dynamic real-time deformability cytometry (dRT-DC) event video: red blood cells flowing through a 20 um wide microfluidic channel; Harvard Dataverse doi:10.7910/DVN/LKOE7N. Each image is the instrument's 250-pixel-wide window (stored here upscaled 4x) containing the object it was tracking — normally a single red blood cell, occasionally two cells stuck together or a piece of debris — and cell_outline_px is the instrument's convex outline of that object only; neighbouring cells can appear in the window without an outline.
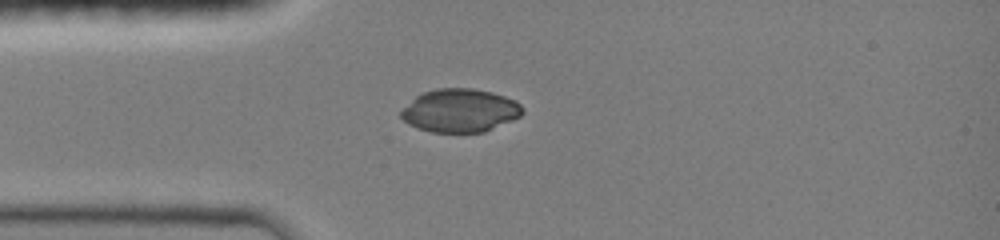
{"species": "common noctule bat (a hibernating species)", "species_latin": "Nyctalus noctula", "temperature_condition": "room temperature", "stored_images_in_passage": 4, "camera_frame_rate_fps": 3000, "um_per_image_px": 0.085, "animal": {"sex": "female", "body_mass_g": 19.0, "forearm_length_mm": 51.5}, "frame": {"image": 1, "passage_image": 4, "time_ms": 2.667, "image_size_px": [1000, 240], "cell_outline_px": [[524, 112], [520, 116], [484, 132], [432, 132], [408, 124], [400, 116], [400, 112], [416, 96], [424, 92], [436, 88], [472, 88], [492, 92], [516, 100], [524, 108]], "centroid_in_image_um": [39.12, 9.38], "position_along_channel_um": 45.9, "area_um2": 30.46}}